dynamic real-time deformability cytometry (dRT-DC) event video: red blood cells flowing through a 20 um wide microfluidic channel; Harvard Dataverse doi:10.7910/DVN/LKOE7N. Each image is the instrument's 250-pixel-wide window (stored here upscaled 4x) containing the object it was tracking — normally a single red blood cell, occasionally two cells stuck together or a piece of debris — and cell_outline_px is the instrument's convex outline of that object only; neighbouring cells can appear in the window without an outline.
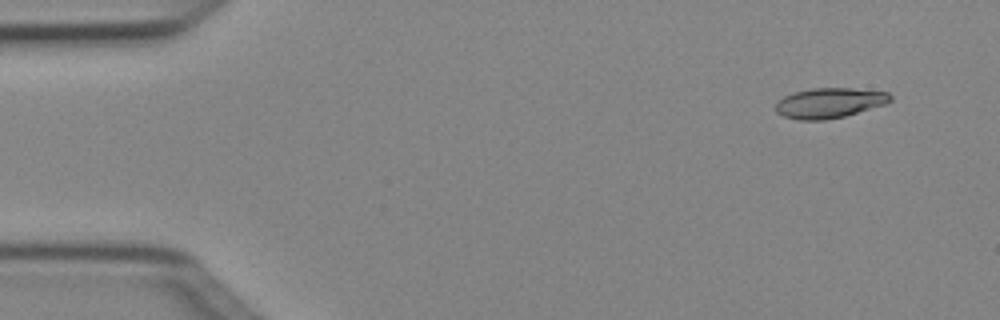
{"species": "Egyptian fruit bat (a non-hibernating species)", "species_latin": "Rousettus aegyptiacus", "temperature_condition": "cold", "stored_images_in_passage": 3, "camera_frame_rate_fps": 3000, "um_per_image_px": 0.085, "animal": {"sex": "female"}, "frame": {"image": 1, "passage_image": 1, "time_ms": 0.0, "image_size_px": [1000, 320], "cell_outline_px": [[892, 100], [884, 104], [844, 116], [824, 120], [800, 120], [784, 116], [776, 112], [776, 104], [784, 96], [792, 92], [812, 88], [852, 88], [888, 92], [892, 96]], "centroid_in_image_um": [70.49, 8.74], "position_along_channel_um": 14.5, "area_um2": 20.0}}